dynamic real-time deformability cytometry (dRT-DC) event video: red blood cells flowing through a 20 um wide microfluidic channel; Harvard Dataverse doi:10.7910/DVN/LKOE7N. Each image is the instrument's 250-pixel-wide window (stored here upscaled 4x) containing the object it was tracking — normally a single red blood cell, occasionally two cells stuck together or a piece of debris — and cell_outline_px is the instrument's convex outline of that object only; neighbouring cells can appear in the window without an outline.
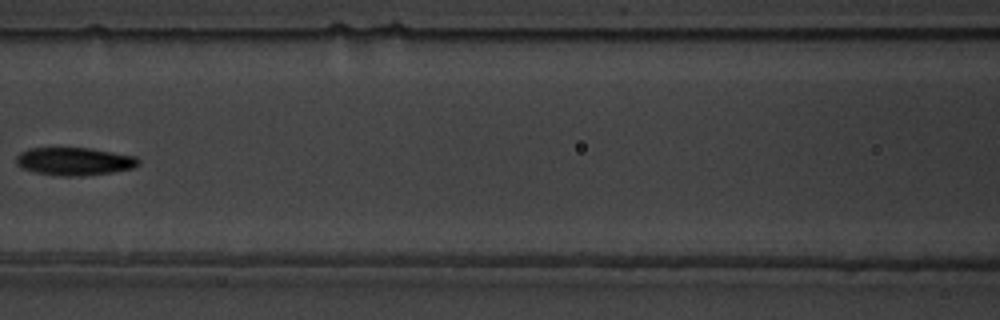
{"species": "common noctule bat (a hibernating species)", "species_latin": "Nyctalus noctula", "temperature_condition": "warm", "stored_images_in_passage": 7, "camera_frame_rate_fps": 3000, "um_per_image_px": 0.085, "animal": {"sex": "male", "body_mass_g": 19.5, "forearm_length_mm": 54.6}, "frame": {"image": 1, "passage_image": 6, "time_ms": 6.0, "image_size_px": [1000, 320], "cell_outline_px": [[140, 164], [132, 168], [112, 172], [80, 176], [64, 176], [36, 172], [24, 168], [16, 164], [16, 156], [20, 152], [28, 148], [88, 148], [136, 156], [140, 160]], "centroid_in_image_um": [6.33, 13.71], "position_along_channel_um": 160.3, "area_um2": 19.71}}